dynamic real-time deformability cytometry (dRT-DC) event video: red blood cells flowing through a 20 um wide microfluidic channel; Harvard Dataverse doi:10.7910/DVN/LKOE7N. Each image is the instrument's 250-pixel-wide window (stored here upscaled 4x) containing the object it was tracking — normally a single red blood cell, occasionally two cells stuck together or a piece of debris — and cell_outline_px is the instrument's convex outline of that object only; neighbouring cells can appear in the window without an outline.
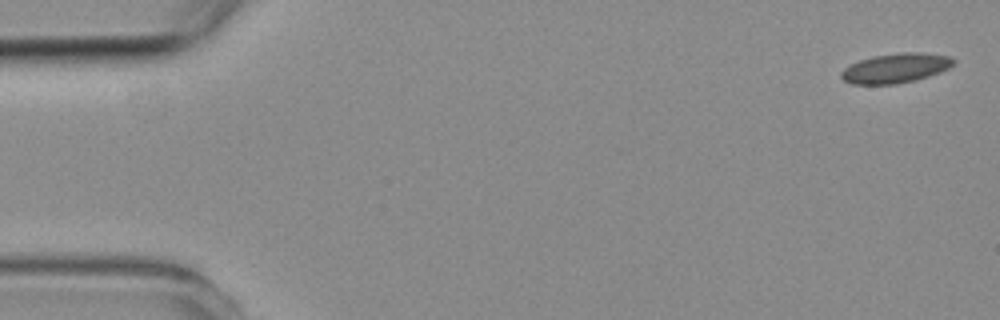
{"species": "common noctule bat (a hibernating species)", "species_latin": "Nyctalus noctula", "temperature_condition": "room temperature", "stored_images_in_passage": 5, "camera_frame_rate_fps": 3000, "um_per_image_px": 0.085, "animal": {"sex": "female", "body_mass_g": 19.3, "forearm_length_mm": 54.1}, "frame": {"image": 1, "passage_image": 1, "time_ms": 0.0, "image_size_px": [1000, 320], "cell_outline_px": [[956, 60], [948, 68], [940, 72], [928, 76], [912, 80], [892, 84], [852, 84], [844, 80], [840, 76], [840, 72], [844, 68], [860, 60], [872, 56], [900, 52], [920, 52], [948, 56]], "centroid_in_image_um": [76.1, 5.78], "position_along_channel_um": 8.9, "area_um2": 19.13}}
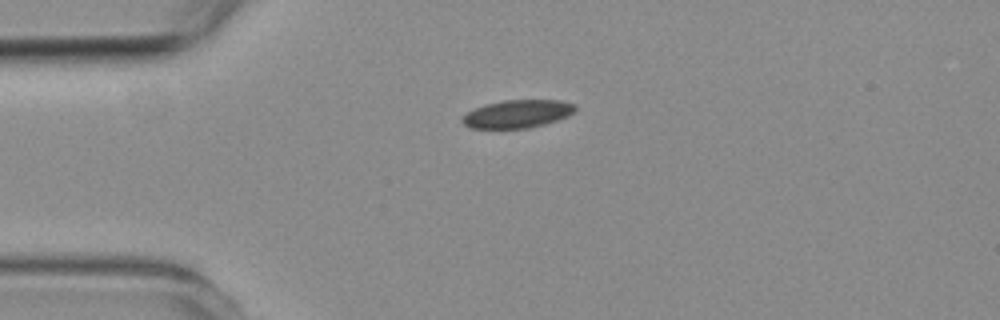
{"frame": {"image": 2, "passage_image": 4, "time_ms": 3.667, "image_size_px": [1000, 320], "cell_outline_px": [[576, 112], [568, 116], [544, 124], [528, 128], [472, 128], [464, 124], [460, 120], [468, 112], [476, 108], [488, 104], [504, 100], [560, 100], [576, 104]], "centroid_in_image_um": [44.04, 9.67], "position_along_channel_um": 41.0, "area_um2": 18.26}}